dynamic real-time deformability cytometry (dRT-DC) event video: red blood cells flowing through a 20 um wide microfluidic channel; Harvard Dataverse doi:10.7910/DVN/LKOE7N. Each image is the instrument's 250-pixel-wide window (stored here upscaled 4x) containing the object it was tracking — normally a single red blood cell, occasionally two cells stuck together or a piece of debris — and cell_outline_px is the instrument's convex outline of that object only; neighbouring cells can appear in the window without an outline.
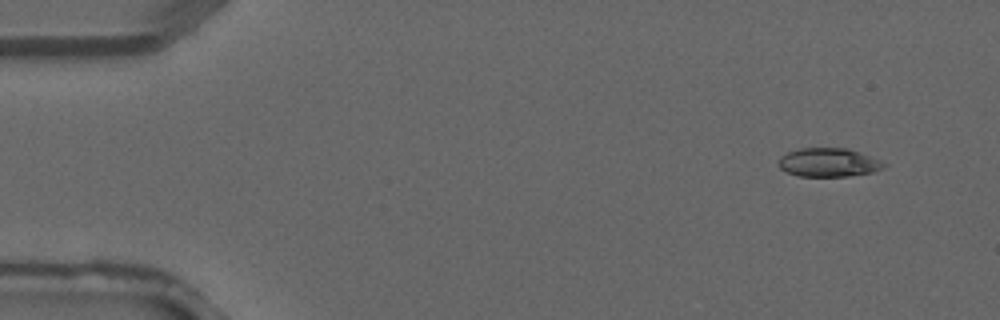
{"species": "common noctule bat (a hibernating species)", "species_latin": "Nyctalus noctula", "temperature_condition": "warm", "stored_images_in_passage": 4, "camera_frame_rate_fps": 3000, "um_per_image_px": 0.085, "animal": {"sex": "male", "forearm_length_mm": 52.5}, "frame": {"image": 1, "passage_image": 1, "time_ms": 0.0, "image_size_px": [1000, 320], "cell_outline_px": [[888, 164], [884, 168], [872, 172], [848, 176], [800, 176], [788, 172], [780, 168], [780, 156], [788, 152], [800, 148], [848, 148], [860, 152], [880, 160]], "centroid_in_image_um": [70.47, 13.8], "position_along_channel_um": 14.5, "area_um2": 17.51}}
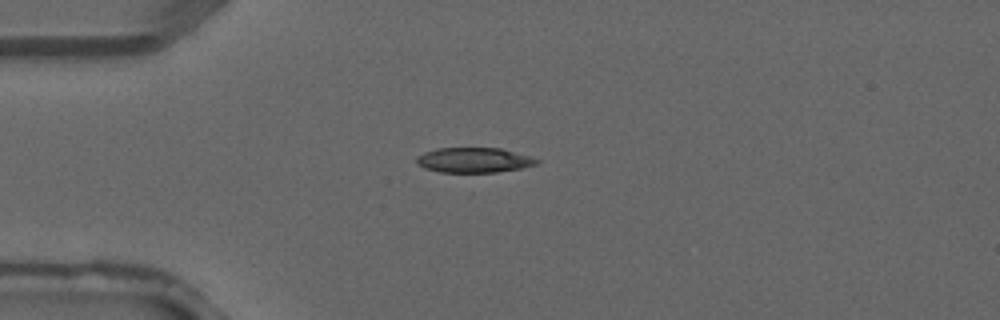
{"frame": {"image": 2, "passage_image": 3, "time_ms": 0.667, "image_size_px": [1000, 320], "cell_outline_px": [[540, 160], [536, 164], [520, 168], [472, 176], [440, 172], [424, 168], [416, 164], [416, 156], [424, 152], [436, 148], [500, 148], [528, 156]], "centroid_in_image_um": [40.2, 13.66], "position_along_channel_um": 44.8, "area_um2": 18.21}}
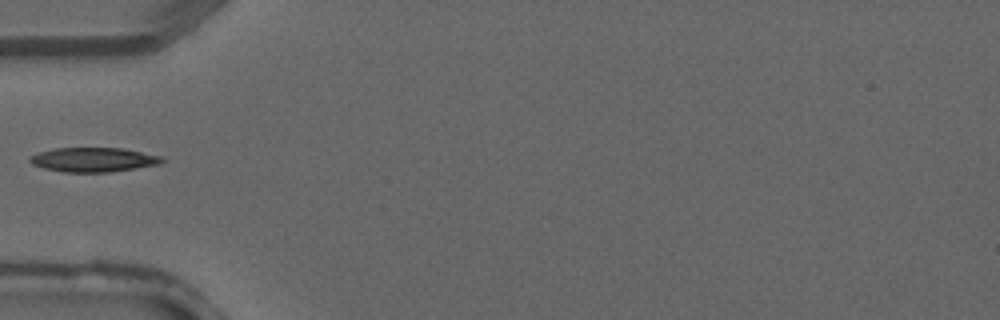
{"frame": {"image": 3, "passage_image": 4, "time_ms": 1.0, "image_size_px": [1000, 320], "cell_outline_px": [[164, 160], [160, 164], [108, 172], [64, 172], [44, 168], [32, 164], [28, 160], [28, 156], [40, 152], [56, 148], [124, 148], [164, 156]], "centroid_in_image_um": [7.95, 13.56], "position_along_channel_um": 77.0, "area_um2": 18.79}}